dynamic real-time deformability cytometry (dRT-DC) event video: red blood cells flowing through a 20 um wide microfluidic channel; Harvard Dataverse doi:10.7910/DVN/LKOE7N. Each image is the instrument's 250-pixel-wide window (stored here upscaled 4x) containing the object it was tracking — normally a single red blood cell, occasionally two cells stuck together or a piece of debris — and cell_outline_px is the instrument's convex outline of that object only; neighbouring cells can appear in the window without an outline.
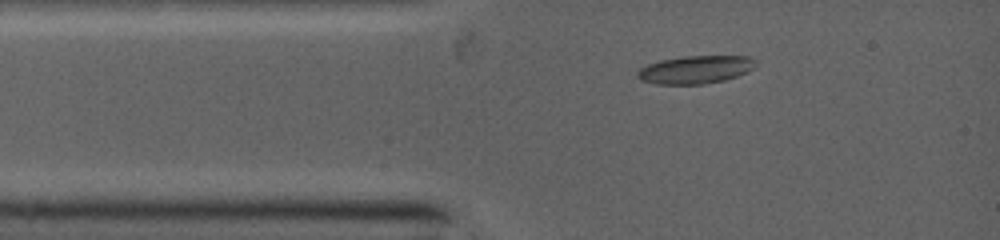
{"species": "common noctule bat (a hibernating species)", "species_latin": "Nyctalus noctula", "temperature_condition": "warm", "stored_images_in_passage": 6, "camera_frame_rate_fps": 5000, "um_per_image_px": 0.085, "animal": {"sex": "female", "body_mass_g": 19.0, "forearm_length_mm": 53.3}, "frame": {"image": 1, "passage_image": 2, "time_ms": 0.8, "image_size_px": [1000, 240], "cell_outline_px": [[756, 64], [752, 68], [736, 76], [724, 80], [704, 84], [656, 84], [640, 80], [636, 76], [636, 72], [640, 68], [648, 64], [660, 60], [688, 56], [748, 56]], "centroid_in_image_um": [59.04, 5.92], "position_along_channel_um": 26.0, "area_um2": 19.02}}
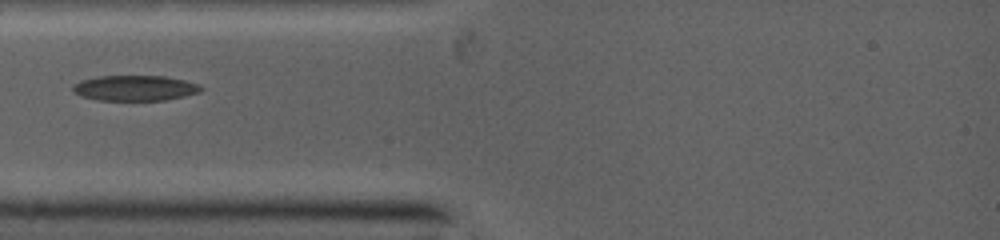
{"frame": {"image": 2, "passage_image": 4, "time_ms": 2.2, "image_size_px": [1000, 240], "cell_outline_px": [[204, 88], [200, 92], [184, 96], [164, 100], [100, 100], [84, 96], [76, 92], [72, 88], [80, 80], [100, 76], [164, 76], [184, 80], [196, 84]], "centroid_in_image_um": [11.51, 7.48], "position_along_channel_um": 73.5, "area_um2": 18.61}}
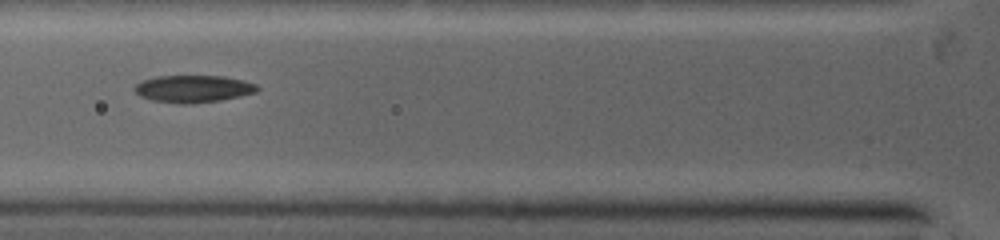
{"frame": {"image": 3, "passage_image": 5, "time_ms": 3.0, "image_size_px": [1000, 240], "cell_outline_px": [[260, 88], [256, 92], [240, 96], [220, 100], [184, 104], [152, 100], [140, 96], [136, 92], [136, 84], [144, 80], [160, 76], [220, 76], [240, 80], [256, 84]], "centroid_in_image_um": [16.44, 7.55], "position_along_channel_um": 109.4, "area_um2": 19.02}}